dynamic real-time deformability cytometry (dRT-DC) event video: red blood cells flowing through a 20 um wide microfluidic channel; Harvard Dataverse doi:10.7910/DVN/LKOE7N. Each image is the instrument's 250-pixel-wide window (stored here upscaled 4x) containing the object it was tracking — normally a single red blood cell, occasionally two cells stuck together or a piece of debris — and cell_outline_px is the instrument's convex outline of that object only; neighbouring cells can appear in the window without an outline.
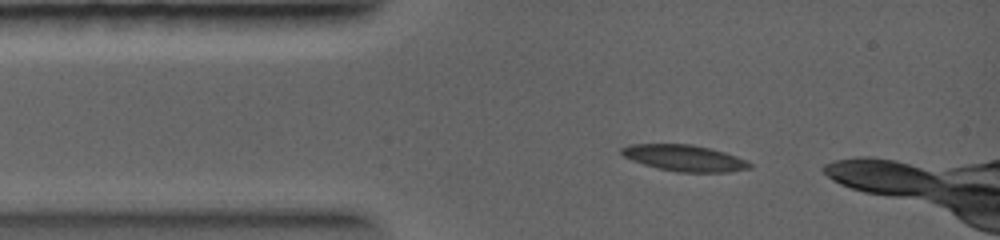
{"species": "common noctule bat (a hibernating species)", "species_latin": "Nyctalus noctula", "temperature_condition": "warm", "stored_images_in_passage": 3, "camera_frame_rate_fps": 5000, "um_per_image_px": 0.085, "animal": {"sex": "female", "body_mass_g": 19.0, "forearm_length_mm": 56.7}, "frame": {"image": 1, "passage_image": 1, "time_ms": 0.0, "image_size_px": [1000, 240], "cell_outline_px": [[752, 168], [728, 172], [676, 172], [644, 164], [632, 160], [624, 156], [620, 152], [620, 148], [628, 144], [692, 144], [724, 152], [736, 156], [752, 164]], "centroid_in_image_um": [58.16, 13.43], "position_along_channel_um": 26.8, "area_um2": 19.48}}